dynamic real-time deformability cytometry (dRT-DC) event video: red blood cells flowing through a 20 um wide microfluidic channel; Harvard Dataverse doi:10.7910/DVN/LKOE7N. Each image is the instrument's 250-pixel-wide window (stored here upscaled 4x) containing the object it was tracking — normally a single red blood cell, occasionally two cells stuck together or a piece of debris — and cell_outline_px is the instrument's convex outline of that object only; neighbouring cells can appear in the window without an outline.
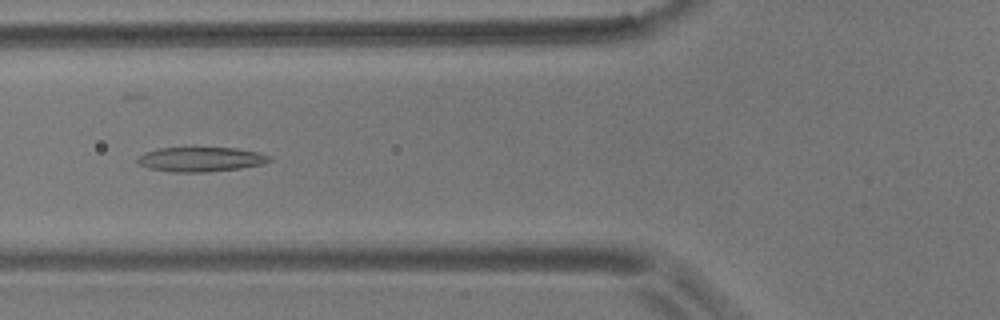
{"species": "common noctule bat (a hibernating species)", "species_latin": "Nyctalus noctula", "temperature_condition": "room temperature", "stored_images_in_passage": 40, "camera_frame_rate_fps": 3000, "um_per_image_px": 0.085, "animal": {"sex": "male", "body_mass_g": 17.9}, "frame": {"image": 1, "passage_image": 4, "time_ms": 1.0, "image_size_px": [1000, 320], "cell_outline_px": [[272, 160], [264, 164], [240, 168], [204, 172], [172, 172], [148, 168], [140, 164], [136, 160], [144, 152], [160, 148], [236, 148], [260, 152], [272, 156]], "centroid_in_image_um": [17.11, 13.54], "position_along_channel_um": 108.7, "area_um2": 18.9}}
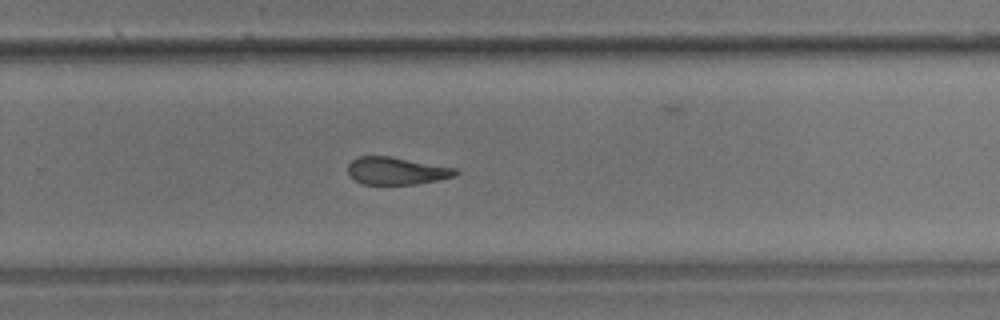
{"frame": {"image": 2, "passage_image": 20, "time_ms": 6.333, "image_size_px": [1000, 320], "cell_outline_px": [[460, 172], [456, 176], [416, 184], [364, 184], [356, 180], [348, 172], [348, 164], [352, 160], [360, 156], [388, 156], [456, 168]], "centroid_in_image_um": [33.72, 14.52], "position_along_channel_um": 296.1, "area_um2": 16.99}}
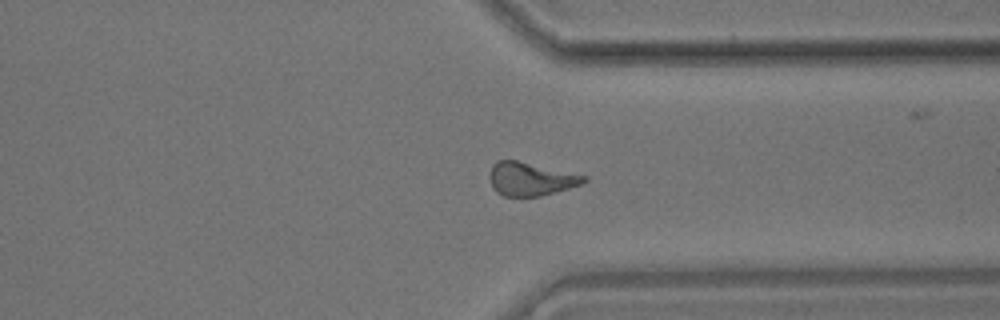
{"frame": {"image": 3, "passage_image": 26, "time_ms": 8.333, "image_size_px": [1000, 320], "cell_outline_px": [[588, 180], [584, 184], [540, 196], [504, 196], [496, 192], [492, 188], [488, 176], [488, 172], [492, 164], [496, 160], [516, 160], [588, 176]], "centroid_in_image_um": [45.08, 15.21], "position_along_channel_um": 366.3, "area_um2": 18.55}}